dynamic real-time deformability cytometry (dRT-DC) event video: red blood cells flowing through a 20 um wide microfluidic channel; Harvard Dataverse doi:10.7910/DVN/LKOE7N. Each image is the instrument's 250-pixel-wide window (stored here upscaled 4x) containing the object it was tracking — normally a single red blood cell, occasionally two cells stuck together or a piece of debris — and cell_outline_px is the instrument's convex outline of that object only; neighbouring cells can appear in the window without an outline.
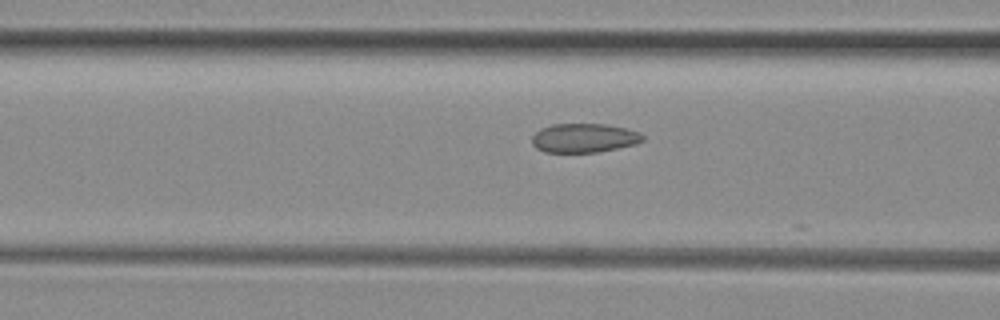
{"species": "common noctule bat (a hibernating species)", "species_latin": "Nyctalus noctula", "temperature_condition": "room temperature", "stored_images_in_passage": 26, "camera_frame_rate_fps": 3000, "um_per_image_px": 0.085, "animal": {"sex": "female", "body_mass_g": 29.2, "forearm_length_mm": 56.3}, "frame": {"image": 1, "passage_image": 22, "time_ms": 7.0, "image_size_px": [1000, 320], "cell_outline_px": [[644, 140], [636, 144], [596, 152], [544, 152], [536, 148], [532, 144], [532, 136], [540, 128], [552, 124], [608, 124], [640, 132], [644, 136]], "centroid_in_image_um": [49.63, 11.72], "position_along_channel_um": 117.0, "area_um2": 18.79}}
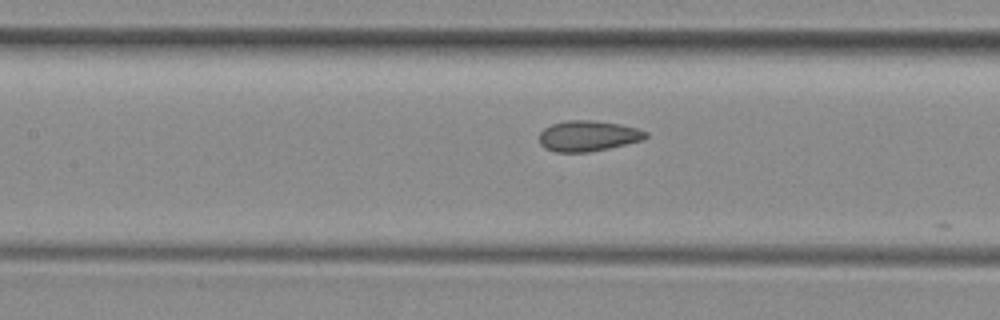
{"frame": {"image": 2, "passage_image": 25, "time_ms": 8.0, "image_size_px": [1000, 320], "cell_outline_px": [[648, 136], [640, 140], [608, 148], [588, 152], [556, 152], [544, 148], [540, 144], [540, 132], [544, 128], [552, 124], [564, 120], [596, 120], [620, 124], [636, 128], [648, 132]], "centroid_in_image_um": [49.95, 11.54], "position_along_channel_um": 157.5, "area_um2": 18.96}}